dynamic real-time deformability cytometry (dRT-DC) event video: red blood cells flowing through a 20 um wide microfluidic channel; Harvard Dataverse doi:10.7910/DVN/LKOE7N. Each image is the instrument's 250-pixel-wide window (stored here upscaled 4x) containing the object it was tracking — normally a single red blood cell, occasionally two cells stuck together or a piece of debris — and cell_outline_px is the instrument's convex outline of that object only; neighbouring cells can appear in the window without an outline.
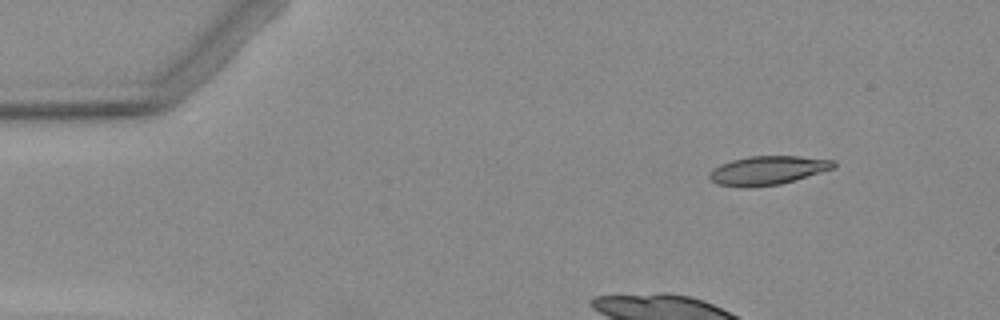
{"species": "Egyptian fruit bat (a non-hibernating species)", "species_latin": "Rousettus aegyptiacus", "temperature_condition": "warm", "stored_images_in_passage": 3, "camera_frame_rate_fps": 3000, "um_per_image_px": 0.085, "animal": {"sex": "female"}, "frame": {"image": 1, "passage_image": 3, "time_ms": 3.333, "image_size_px": [1000, 320], "cell_outline_px": [[836, 168], [780, 184], [748, 188], [716, 184], [708, 176], [712, 168], [720, 164], [732, 160], [748, 156], [800, 156], [836, 160]], "centroid_in_image_um": [65.26, 14.48], "position_along_channel_um": 19.7, "area_um2": 21.04}}